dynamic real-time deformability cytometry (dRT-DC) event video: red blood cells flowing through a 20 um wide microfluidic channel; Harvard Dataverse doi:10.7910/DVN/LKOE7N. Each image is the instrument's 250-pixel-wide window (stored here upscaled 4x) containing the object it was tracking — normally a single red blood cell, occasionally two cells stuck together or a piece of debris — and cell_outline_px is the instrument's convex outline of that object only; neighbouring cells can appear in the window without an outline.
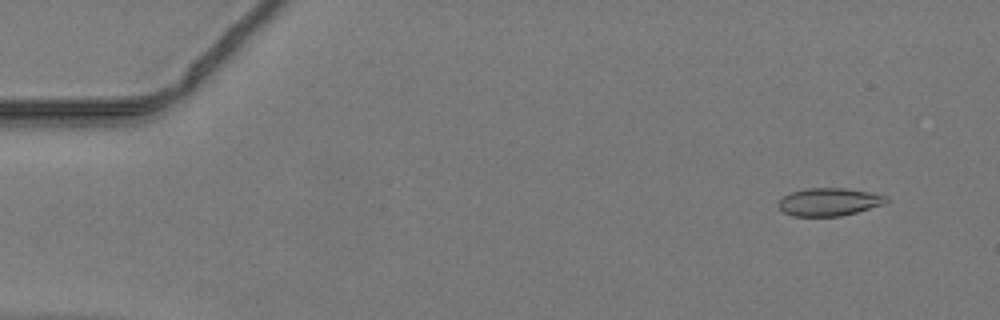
{"species": "common noctule bat (a hibernating species)", "species_latin": "Nyctalus noctula", "temperature_condition": "warm", "stored_images_in_passage": 48, "camera_frame_rate_fps": 3000, "um_per_image_px": 0.085, "animal": {"sex": "male", "body_mass_g": 19.2, "forearm_length_mm": 51.8}, "frame": {"image": 1, "passage_image": 4, "time_ms": 1.0, "image_size_px": [1000, 320], "cell_outline_px": [[888, 200], [884, 204], [856, 212], [840, 216], [792, 216], [784, 212], [776, 204], [784, 196], [792, 192], [804, 188], [844, 188], [868, 192], [888, 196]], "centroid_in_image_um": [70.45, 17.16], "position_along_channel_um": 14.5, "area_um2": 17.4}}
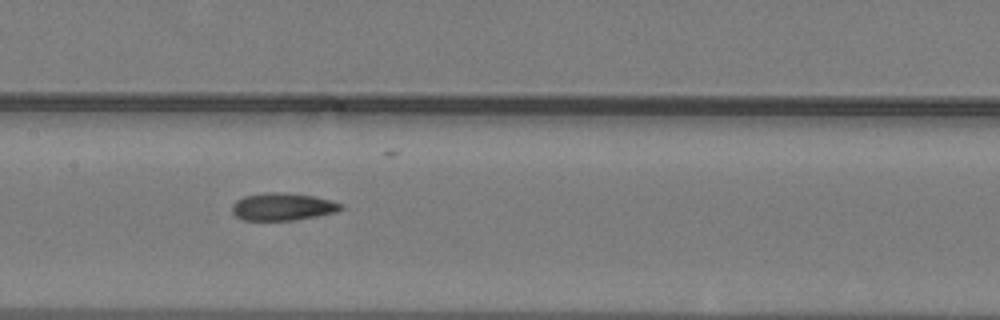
{"frame": {"image": 2, "passage_image": 24, "time_ms": 7.667, "image_size_px": [1000, 320], "cell_outline_px": [[344, 208], [336, 212], [316, 216], [292, 220], [244, 220], [236, 216], [232, 212], [232, 204], [236, 200], [244, 196], [264, 192], [280, 192], [312, 196], [332, 200], [344, 204]], "centroid_in_image_um": [24.03, 17.56], "position_along_channel_um": 183.4, "area_um2": 17.46}}
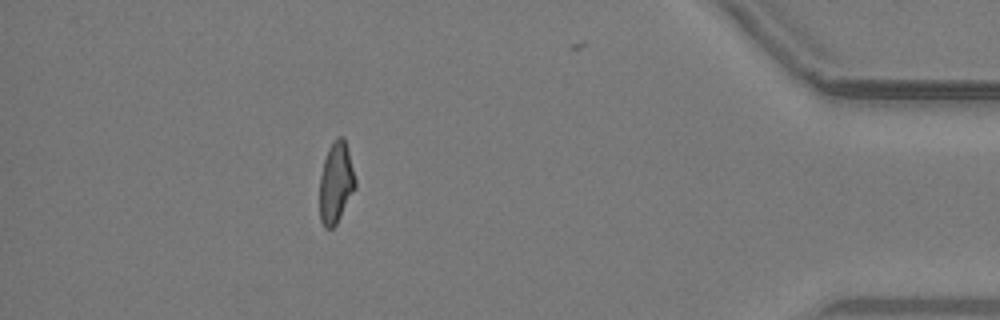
{"frame": {"image": 3, "passage_image": 43, "time_ms": 14.0, "image_size_px": [1000, 320], "cell_outline_px": [[356, 188], [336, 224], [332, 228], [324, 228], [320, 220], [320, 176], [324, 160], [328, 148], [336, 136], [344, 136], [348, 148], [356, 180]], "centroid_in_image_um": [28.56, 15.5], "position_along_channel_um": 406.6, "area_um2": 16.99}}